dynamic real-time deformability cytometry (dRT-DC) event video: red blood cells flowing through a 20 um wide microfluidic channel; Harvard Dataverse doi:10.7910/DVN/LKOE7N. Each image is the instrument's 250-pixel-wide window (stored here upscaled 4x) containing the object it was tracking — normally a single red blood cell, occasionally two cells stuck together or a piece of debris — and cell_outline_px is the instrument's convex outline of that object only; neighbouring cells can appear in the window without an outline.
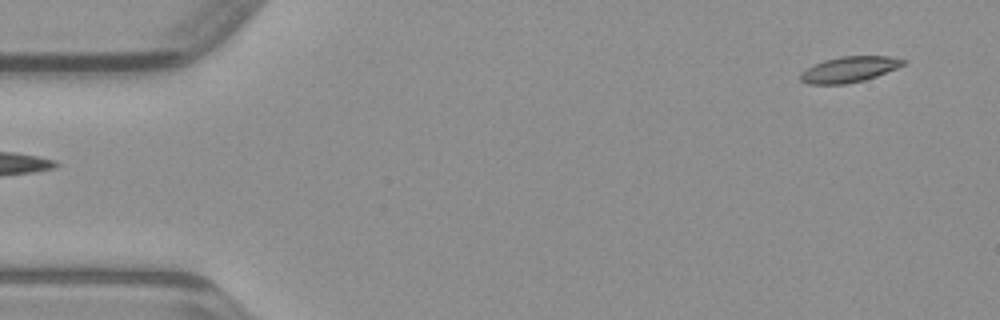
{"species": "common noctule bat (a hibernating species)", "species_latin": "Nyctalus noctula", "temperature_condition": "warm", "stored_images_in_passage": 46, "camera_frame_rate_fps": 3000, "um_per_image_px": 0.085, "animal": {"sex": "male", "body_mass_g": 23.1, "forearm_length_mm": 52.7}, "frame": {"image": 1, "passage_image": 1, "time_ms": 0.0, "image_size_px": [1000, 320], "cell_outline_px": [[908, 60], [904, 64], [896, 68], [876, 76], [864, 80], [844, 84], [808, 84], [800, 80], [800, 72], [824, 60], [840, 56], [892, 56]], "centroid_in_image_um": [72.2, 5.89], "position_along_channel_um": 12.8, "area_um2": 15.32}}
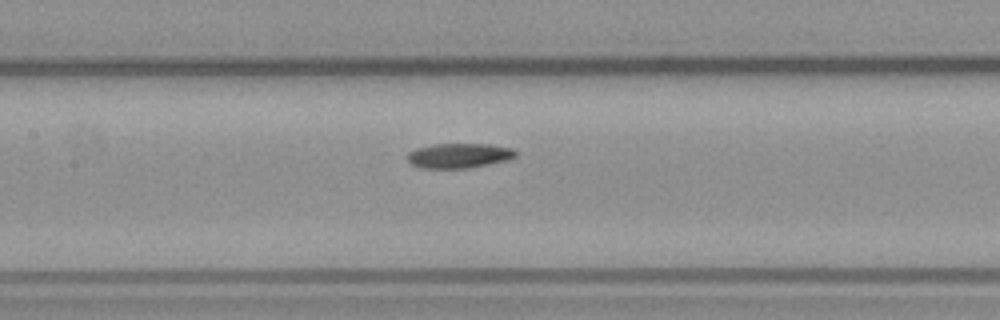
{"frame": {"image": 2, "passage_image": 20, "time_ms": 6.333, "image_size_px": [1000, 320], "cell_outline_px": [[516, 156], [508, 160], [468, 168], [420, 168], [412, 164], [408, 160], [408, 152], [416, 148], [432, 144], [492, 144], [512, 148], [516, 152]], "centroid_in_image_um": [39.02, 13.22], "position_along_channel_um": 168.4, "area_um2": 15.66}}
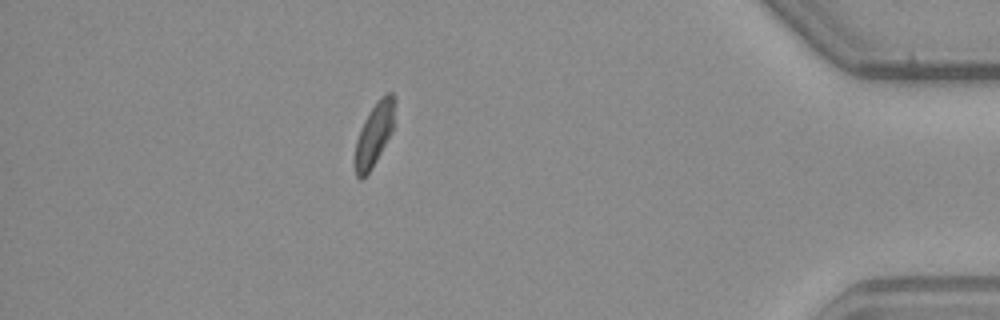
{"frame": {"image": 3, "passage_image": 40, "time_ms": 13.0, "image_size_px": [1000, 320], "cell_outline_px": [[396, 100], [392, 132], [376, 160], [368, 172], [360, 180], [356, 176], [356, 140], [360, 128], [368, 112], [376, 100], [380, 96], [388, 92], [392, 92]], "centroid_in_image_um": [31.84, 11.31], "position_along_channel_um": 403.4, "area_um2": 14.51}}